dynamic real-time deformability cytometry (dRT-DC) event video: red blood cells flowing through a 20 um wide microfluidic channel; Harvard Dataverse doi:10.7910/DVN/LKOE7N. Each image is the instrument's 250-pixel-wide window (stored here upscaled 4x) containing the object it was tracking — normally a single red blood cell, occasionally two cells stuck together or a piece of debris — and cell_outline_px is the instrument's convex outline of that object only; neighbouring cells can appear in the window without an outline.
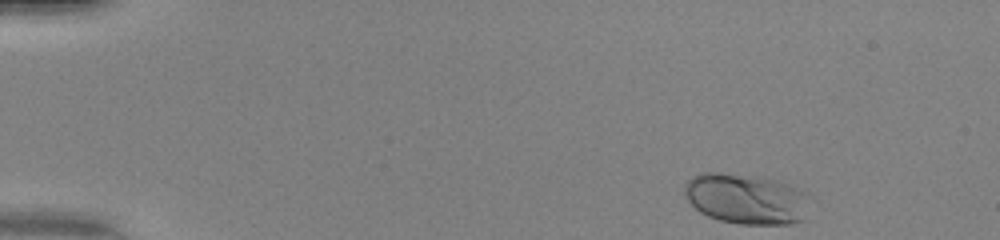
{"species": "human", "species_latin": "Homo sapiens", "temperature_condition": "warm", "stored_images_in_passage": 45, "camera_frame_rate_fps": 3000, "um_per_image_px": 0.085, "donor": {"sex": "female"}, "frame": {"image": 1, "passage_image": 1, "time_ms": 0.0, "image_size_px": [1000, 240], "cell_outline_px": [[812, 196], [804, 220], [792, 224], [740, 224], [720, 220], [708, 216], [700, 212], [684, 196], [684, 184], [692, 176], [700, 172], [720, 172], [764, 176], [780, 180], [808, 192]], "centroid_in_image_um": [63.48, 16.88], "position_along_channel_um": 21.5, "area_um2": 37.92}}
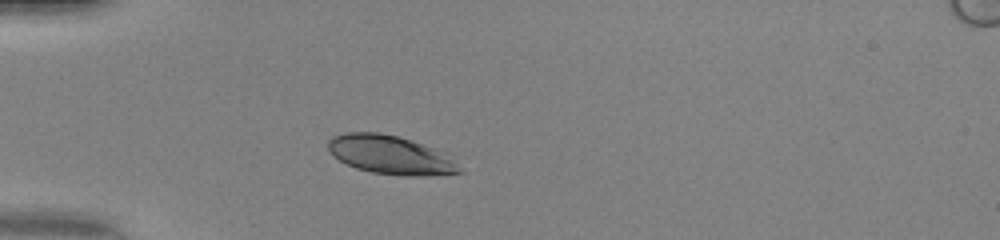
{"frame": {"image": 2, "passage_image": 10, "time_ms": 3.0, "image_size_px": [1000, 240], "cell_outline_px": [[464, 172], [424, 176], [404, 176], [372, 172], [356, 168], [332, 156], [328, 152], [328, 140], [332, 136], [344, 132], [380, 132], [412, 140], [452, 152]], "centroid_in_image_um": [33.29, 13.16], "position_along_channel_um": 51.7, "area_um2": 30.52}}
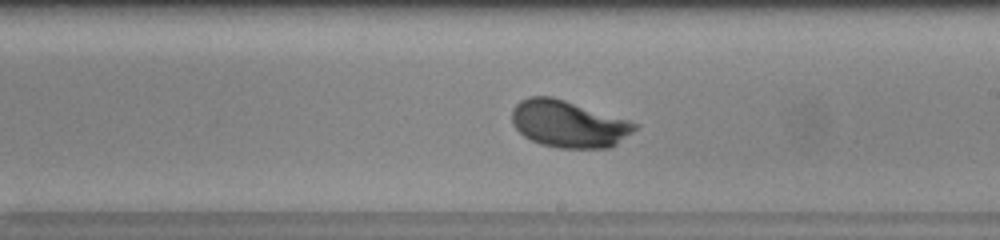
{"frame": {"image": 3, "passage_image": 25, "time_ms": 8.0, "image_size_px": [1000, 240], "cell_outline_px": [[640, 128], [616, 144], [608, 148], [560, 148], [540, 144], [524, 136], [512, 124], [512, 108], [520, 100], [528, 96], [552, 96], [628, 120], [640, 124]], "centroid_in_image_um": [48.33, 10.53], "position_along_channel_um": 240.7, "area_um2": 33.7}, "authors_computed_cell_mechanics": {"area_um2": 33.1194, "velocity_mm_per_s": 4.1839, "shape_relaxation_time_tau1_ms": 1.4625, "shape_relaxation_time_tau2_ms": null, "deformation_change_tau1": 0.1333, "deformation_change_tau2": null}}